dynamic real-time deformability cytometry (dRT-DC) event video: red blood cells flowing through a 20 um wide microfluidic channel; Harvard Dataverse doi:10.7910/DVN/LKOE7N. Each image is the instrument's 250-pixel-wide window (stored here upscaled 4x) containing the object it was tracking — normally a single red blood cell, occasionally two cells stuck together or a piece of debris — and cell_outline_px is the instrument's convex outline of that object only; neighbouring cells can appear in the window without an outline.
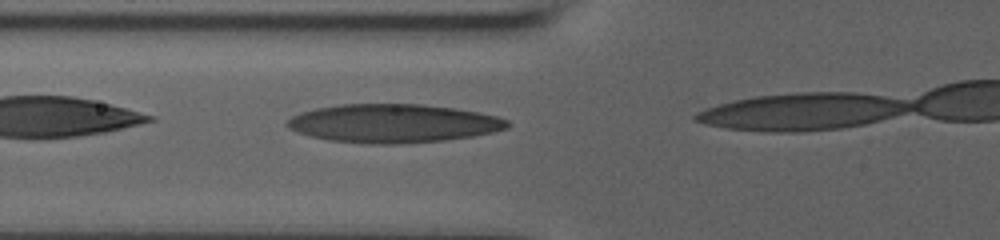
{"species": "human", "species_latin": "Homo sapiens", "temperature_condition": "room temperature", "stored_images_in_passage": 14, "camera_frame_rate_fps": 3000, "um_per_image_px": 0.085, "donor": {"sex": "male"}, "frame": {"image": 1, "passage_image": 3, "time_ms": 0.667, "image_size_px": [1000, 240], "cell_outline_px": [[508, 128], [492, 132], [472, 136], [444, 140], [400, 144], [368, 144], [328, 140], [296, 132], [288, 128], [284, 124], [292, 116], [300, 112], [316, 108], [340, 104], [424, 104], [456, 108], [496, 116], [508, 120]], "centroid_in_image_um": [33.39, 10.48], "position_along_channel_um": 92.4, "area_um2": 49.53}}
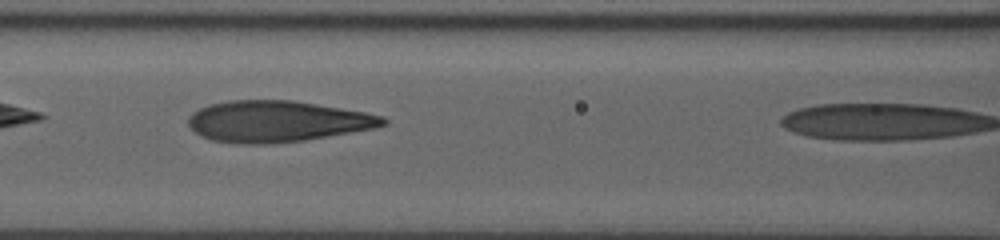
{"frame": {"image": 2, "passage_image": 7, "time_ms": 2.0, "image_size_px": [1000, 240], "cell_outline_px": [[388, 124], [376, 128], [304, 140], [264, 144], [236, 144], [212, 140], [200, 136], [188, 124], [188, 116], [192, 112], [200, 108], [212, 104], [232, 100], [292, 100], [364, 112], [384, 116], [388, 120]], "centroid_in_image_um": [23.56, 10.32], "position_along_channel_um": 143.0, "area_um2": 46.7}}
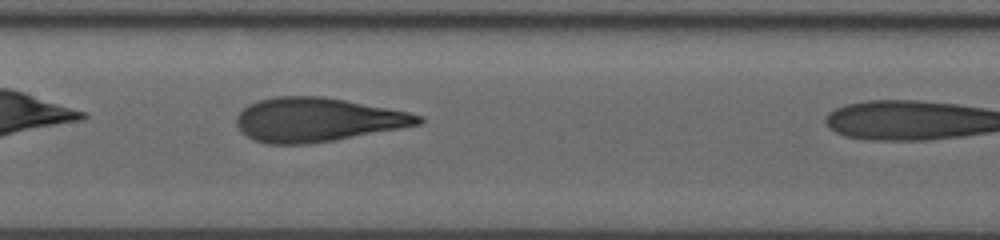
{"frame": {"image": 3, "passage_image": 10, "time_ms": 3.0, "image_size_px": [1000, 240], "cell_outline_px": [[424, 120], [420, 124], [400, 128], [336, 140], [308, 144], [264, 144], [252, 140], [240, 132], [236, 124], [236, 116], [248, 104], [256, 100], [276, 96], [324, 96], [388, 108], [408, 112], [420, 116]], "centroid_in_image_um": [26.9, 10.18], "position_along_channel_um": 180.5, "area_um2": 46.76}}